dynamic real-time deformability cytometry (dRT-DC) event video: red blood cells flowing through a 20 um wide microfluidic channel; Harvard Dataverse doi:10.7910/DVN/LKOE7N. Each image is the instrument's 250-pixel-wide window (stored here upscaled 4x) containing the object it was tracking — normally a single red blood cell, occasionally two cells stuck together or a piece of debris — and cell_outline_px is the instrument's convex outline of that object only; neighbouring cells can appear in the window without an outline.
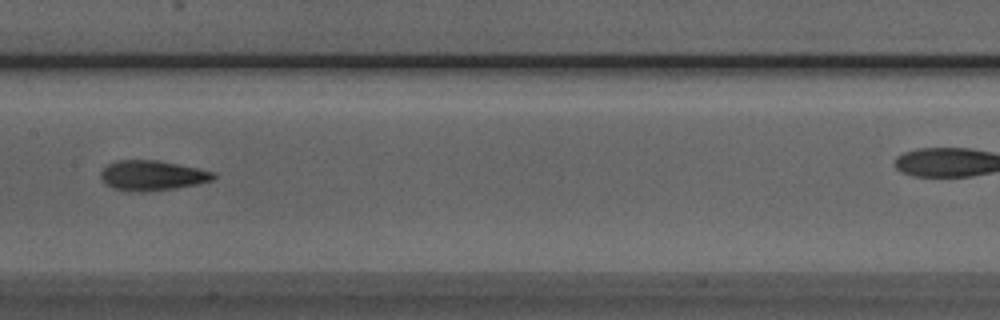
{"species": "Egyptian fruit bat (a non-hibernating species)", "species_latin": "Rousettus aegyptiacus", "temperature_condition": "room temperature", "stored_images_in_passage": 9, "segment_of_instrument_passage": [1, 2], "camera_frame_rate_fps": 3000, "um_per_image_px": 0.085, "animal": {"sex": "male"}, "frame": {"image": 1, "passage_image": 8, "time_ms": 8.0, "image_size_px": [1000, 320], "cell_outline_px": [[216, 176], [212, 180], [200, 184], [176, 188], [148, 192], [128, 192], [112, 188], [104, 184], [100, 180], [100, 172], [108, 164], [116, 160], [156, 160], [216, 172]], "centroid_in_image_um": [12.9, 14.94], "position_along_channel_um": 194.5, "area_um2": 20.06}}